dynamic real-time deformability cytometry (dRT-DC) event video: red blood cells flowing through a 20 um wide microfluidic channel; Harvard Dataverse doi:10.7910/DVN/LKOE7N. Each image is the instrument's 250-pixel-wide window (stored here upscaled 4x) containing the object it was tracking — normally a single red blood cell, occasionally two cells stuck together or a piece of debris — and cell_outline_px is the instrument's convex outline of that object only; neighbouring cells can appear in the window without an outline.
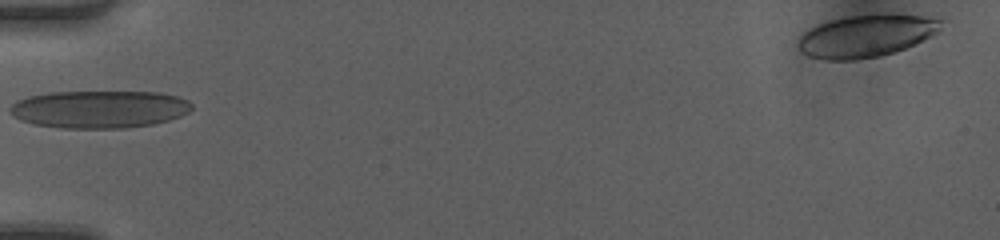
{"species": "human", "species_latin": "Homo sapiens", "temperature_condition": "room temperature", "stored_images_in_passage": 10, "segment_of_instrument_passage": [2, 2], "camera_frame_rate_fps": 3000, "um_per_image_px": 0.085, "donor": {"sex": "female"}, "frame": {"image": 1, "passage_image": 10, "time_ms": 3.0, "image_size_px": [1000, 240], "cell_outline_px": [[944, 20], [940, 32], [932, 36], [904, 48], [880, 56], [856, 60], [824, 60], [808, 56], [800, 52], [796, 44], [796, 40], [804, 32], [828, 20], [848, 16], [888, 12], [924, 16]], "centroid_in_image_um": [73.63, 3.03], "position_along_channel_um": 11.4, "area_um2": 35.89}}